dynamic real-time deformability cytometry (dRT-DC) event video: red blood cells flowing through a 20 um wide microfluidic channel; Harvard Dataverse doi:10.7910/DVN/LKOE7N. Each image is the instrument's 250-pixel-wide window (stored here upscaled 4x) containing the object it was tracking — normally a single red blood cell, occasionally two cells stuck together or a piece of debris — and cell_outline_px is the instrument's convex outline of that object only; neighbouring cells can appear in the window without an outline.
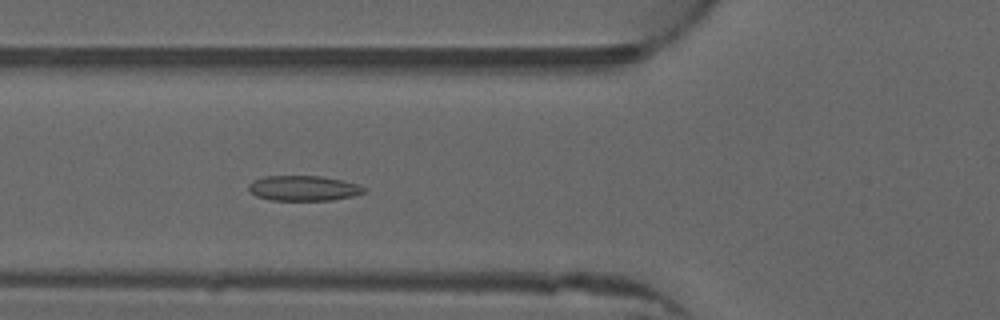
{"species": "common noctule bat (a hibernating species)", "species_latin": "Nyctalus noctula", "temperature_condition": "warm", "stored_images_in_passage": 50, "camera_frame_rate_fps": 3000, "um_per_image_px": 0.085, "animal": {"sex": "male", "forearm_length_mm": 52.5}, "frame": {"image": 1, "passage_image": 18, "time_ms": 5.667, "image_size_px": [1000, 320], "cell_outline_px": [[368, 188], [364, 192], [352, 196], [332, 200], [272, 200], [256, 196], [248, 192], [248, 184], [252, 180], [264, 176], [320, 176], [340, 180], [356, 184]], "centroid_in_image_um": [25.74, 16.0], "position_along_channel_um": 100.1, "area_um2": 16.94}}
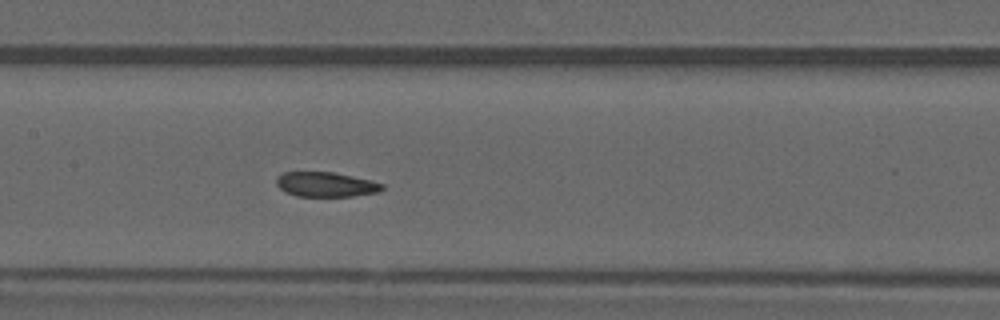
{"frame": {"image": 2, "passage_image": 24, "time_ms": 7.667, "image_size_px": [1000, 320], "cell_outline_px": [[384, 188], [380, 192], [352, 196], [296, 196], [284, 192], [276, 184], [276, 176], [284, 172], [332, 172], [372, 180], [384, 184]], "centroid_in_image_um": [27.7, 15.68], "position_along_channel_um": 179.7, "area_um2": 15.37}}
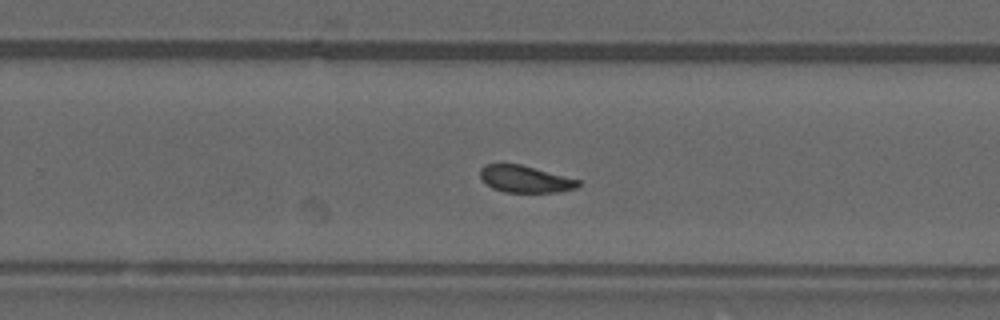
{"frame": {"image": 3, "passage_image": 32, "time_ms": 10.333, "image_size_px": [1000, 320], "cell_outline_px": [[580, 184], [576, 188], [556, 192], [504, 192], [492, 188], [480, 176], [480, 168], [484, 164], [520, 164], [580, 180]], "centroid_in_image_um": [44.63, 15.22], "position_along_channel_um": 285.2, "area_um2": 15.2}, "authors_computed_cell_mechanics": {"area_um2": 16.4152, "velocity_mm_per_s": 3.9775, "shape_relaxation_time_tau1_ms": null, "shape_relaxation_time_tau2_ms": 1.9392, "deformation_change_tau1": null, "deformation_change_tau2": 0.0767}}